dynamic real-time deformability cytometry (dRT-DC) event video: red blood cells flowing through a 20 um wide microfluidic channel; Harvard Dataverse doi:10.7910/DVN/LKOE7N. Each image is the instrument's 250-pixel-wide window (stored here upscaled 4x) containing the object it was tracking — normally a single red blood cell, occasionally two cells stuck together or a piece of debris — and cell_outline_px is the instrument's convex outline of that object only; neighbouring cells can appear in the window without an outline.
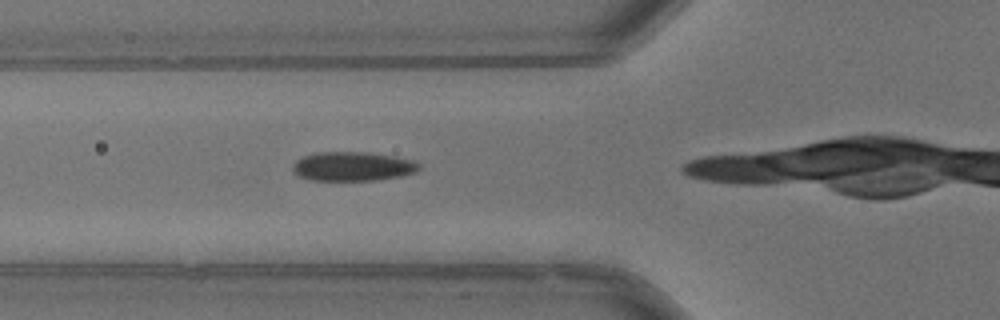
{"species": "common noctule bat (a hibernating species)", "species_latin": "Nyctalus noctula", "temperature_condition": "warm", "stored_images_in_passage": 13, "camera_frame_rate_fps": 3000, "um_per_image_px": 0.085, "animal": {"sex": "male", "body_mass_g": 13.3}, "frame": {"image": 1, "passage_image": 10, "time_ms": 3.0, "image_size_px": [1000, 320], "cell_outline_px": [[420, 168], [416, 172], [400, 176], [376, 180], [312, 180], [296, 176], [292, 172], [292, 164], [296, 160], [304, 156], [316, 152], [368, 152], [396, 156], [416, 160], [420, 164]], "centroid_in_image_um": [29.98, 14.13], "position_along_channel_um": 95.8, "area_um2": 21.79}}